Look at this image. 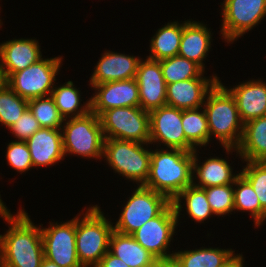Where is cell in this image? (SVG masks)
Here are the masks:
<instances>
[{
  "mask_svg": "<svg viewBox=\"0 0 266 267\" xmlns=\"http://www.w3.org/2000/svg\"><path fill=\"white\" fill-rule=\"evenodd\" d=\"M1 217L10 227L0 234V267H40L45 258L40 226L24 209L16 215L7 209L0 212Z\"/></svg>",
  "mask_w": 266,
  "mask_h": 267,
  "instance_id": "6da1fadb",
  "label": "cell"
},
{
  "mask_svg": "<svg viewBox=\"0 0 266 267\" xmlns=\"http://www.w3.org/2000/svg\"><path fill=\"white\" fill-rule=\"evenodd\" d=\"M194 151L160 148L151 150L149 175L143 185L171 202L193 183Z\"/></svg>",
  "mask_w": 266,
  "mask_h": 267,
  "instance_id": "7a4b0ae2",
  "label": "cell"
},
{
  "mask_svg": "<svg viewBox=\"0 0 266 267\" xmlns=\"http://www.w3.org/2000/svg\"><path fill=\"white\" fill-rule=\"evenodd\" d=\"M203 108L207 116L210 141L214 136L227 154L235 152L242 138L244 123L240 119L234 97L221 80L207 93Z\"/></svg>",
  "mask_w": 266,
  "mask_h": 267,
  "instance_id": "3957f363",
  "label": "cell"
},
{
  "mask_svg": "<svg viewBox=\"0 0 266 267\" xmlns=\"http://www.w3.org/2000/svg\"><path fill=\"white\" fill-rule=\"evenodd\" d=\"M100 208L89 206L86 213H82L84 217L76 216V253L83 267H95L109 251L113 223Z\"/></svg>",
  "mask_w": 266,
  "mask_h": 267,
  "instance_id": "277c9868",
  "label": "cell"
},
{
  "mask_svg": "<svg viewBox=\"0 0 266 267\" xmlns=\"http://www.w3.org/2000/svg\"><path fill=\"white\" fill-rule=\"evenodd\" d=\"M64 155L101 159L105 137L100 118L91 111L82 117L67 118L61 127Z\"/></svg>",
  "mask_w": 266,
  "mask_h": 267,
  "instance_id": "5b68a950",
  "label": "cell"
},
{
  "mask_svg": "<svg viewBox=\"0 0 266 267\" xmlns=\"http://www.w3.org/2000/svg\"><path fill=\"white\" fill-rule=\"evenodd\" d=\"M148 144L150 146V143L105 139L103 158L115 173L133 183L136 182L137 186L144 185L149 175L151 160V149H148Z\"/></svg>",
  "mask_w": 266,
  "mask_h": 267,
  "instance_id": "8992f818",
  "label": "cell"
},
{
  "mask_svg": "<svg viewBox=\"0 0 266 267\" xmlns=\"http://www.w3.org/2000/svg\"><path fill=\"white\" fill-rule=\"evenodd\" d=\"M170 203L165 195L138 185L123 206L119 219L113 226L114 231L131 235L147 221L157 217Z\"/></svg>",
  "mask_w": 266,
  "mask_h": 267,
  "instance_id": "52a82bcc",
  "label": "cell"
},
{
  "mask_svg": "<svg viewBox=\"0 0 266 267\" xmlns=\"http://www.w3.org/2000/svg\"><path fill=\"white\" fill-rule=\"evenodd\" d=\"M99 118L105 139L150 142L149 112L140 106L108 109Z\"/></svg>",
  "mask_w": 266,
  "mask_h": 267,
  "instance_id": "ba28073f",
  "label": "cell"
},
{
  "mask_svg": "<svg viewBox=\"0 0 266 267\" xmlns=\"http://www.w3.org/2000/svg\"><path fill=\"white\" fill-rule=\"evenodd\" d=\"M63 57L43 59L13 73L5 82L20 97L27 100L50 96L60 72Z\"/></svg>",
  "mask_w": 266,
  "mask_h": 267,
  "instance_id": "9c48e42d",
  "label": "cell"
},
{
  "mask_svg": "<svg viewBox=\"0 0 266 267\" xmlns=\"http://www.w3.org/2000/svg\"><path fill=\"white\" fill-rule=\"evenodd\" d=\"M177 224L178 218L171 202L157 217L147 221L131 236L160 262L171 263L174 252H169V247Z\"/></svg>",
  "mask_w": 266,
  "mask_h": 267,
  "instance_id": "30bf717a",
  "label": "cell"
},
{
  "mask_svg": "<svg viewBox=\"0 0 266 267\" xmlns=\"http://www.w3.org/2000/svg\"><path fill=\"white\" fill-rule=\"evenodd\" d=\"M221 5L220 32L228 44L252 30L266 16V0H224Z\"/></svg>",
  "mask_w": 266,
  "mask_h": 267,
  "instance_id": "8fae6325",
  "label": "cell"
},
{
  "mask_svg": "<svg viewBox=\"0 0 266 267\" xmlns=\"http://www.w3.org/2000/svg\"><path fill=\"white\" fill-rule=\"evenodd\" d=\"M49 225L40 224L45 258L60 267H83L76 253V217Z\"/></svg>",
  "mask_w": 266,
  "mask_h": 267,
  "instance_id": "7c38bea8",
  "label": "cell"
},
{
  "mask_svg": "<svg viewBox=\"0 0 266 267\" xmlns=\"http://www.w3.org/2000/svg\"><path fill=\"white\" fill-rule=\"evenodd\" d=\"M150 144L183 151L196 149L186 140L182 128V109L168 105L149 112ZM160 142V143H159Z\"/></svg>",
  "mask_w": 266,
  "mask_h": 267,
  "instance_id": "4fadbf2b",
  "label": "cell"
},
{
  "mask_svg": "<svg viewBox=\"0 0 266 267\" xmlns=\"http://www.w3.org/2000/svg\"><path fill=\"white\" fill-rule=\"evenodd\" d=\"M91 112L100 116L108 109L139 106V87L135 78L105 82L92 87Z\"/></svg>",
  "mask_w": 266,
  "mask_h": 267,
  "instance_id": "5bb4252c",
  "label": "cell"
},
{
  "mask_svg": "<svg viewBox=\"0 0 266 267\" xmlns=\"http://www.w3.org/2000/svg\"><path fill=\"white\" fill-rule=\"evenodd\" d=\"M139 87V106L147 112L166 105V83L160 61L141 59L135 77Z\"/></svg>",
  "mask_w": 266,
  "mask_h": 267,
  "instance_id": "9a60e30c",
  "label": "cell"
},
{
  "mask_svg": "<svg viewBox=\"0 0 266 267\" xmlns=\"http://www.w3.org/2000/svg\"><path fill=\"white\" fill-rule=\"evenodd\" d=\"M36 39H12L0 43V80L5 82L13 73L24 70L42 58Z\"/></svg>",
  "mask_w": 266,
  "mask_h": 267,
  "instance_id": "2e32d148",
  "label": "cell"
},
{
  "mask_svg": "<svg viewBox=\"0 0 266 267\" xmlns=\"http://www.w3.org/2000/svg\"><path fill=\"white\" fill-rule=\"evenodd\" d=\"M204 73L198 78L167 84L166 105L182 110L203 107L207 93L220 80L216 74L206 78Z\"/></svg>",
  "mask_w": 266,
  "mask_h": 267,
  "instance_id": "e0dca14e",
  "label": "cell"
},
{
  "mask_svg": "<svg viewBox=\"0 0 266 267\" xmlns=\"http://www.w3.org/2000/svg\"><path fill=\"white\" fill-rule=\"evenodd\" d=\"M142 58L113 51L102 53L94 72L89 79V86L105 82L129 80L136 77L139 62Z\"/></svg>",
  "mask_w": 266,
  "mask_h": 267,
  "instance_id": "ac0fdd59",
  "label": "cell"
},
{
  "mask_svg": "<svg viewBox=\"0 0 266 267\" xmlns=\"http://www.w3.org/2000/svg\"><path fill=\"white\" fill-rule=\"evenodd\" d=\"M26 143L33 167L52 166L65 157L61 129L40 128Z\"/></svg>",
  "mask_w": 266,
  "mask_h": 267,
  "instance_id": "d6986e66",
  "label": "cell"
},
{
  "mask_svg": "<svg viewBox=\"0 0 266 267\" xmlns=\"http://www.w3.org/2000/svg\"><path fill=\"white\" fill-rule=\"evenodd\" d=\"M224 87L234 97L243 123L266 116V83L261 79L245 81L234 88Z\"/></svg>",
  "mask_w": 266,
  "mask_h": 267,
  "instance_id": "ffe728a7",
  "label": "cell"
},
{
  "mask_svg": "<svg viewBox=\"0 0 266 267\" xmlns=\"http://www.w3.org/2000/svg\"><path fill=\"white\" fill-rule=\"evenodd\" d=\"M212 31L205 24L191 19L183 21L178 56L194 61L205 71L203 61L211 49Z\"/></svg>",
  "mask_w": 266,
  "mask_h": 267,
  "instance_id": "44dd1931",
  "label": "cell"
},
{
  "mask_svg": "<svg viewBox=\"0 0 266 267\" xmlns=\"http://www.w3.org/2000/svg\"><path fill=\"white\" fill-rule=\"evenodd\" d=\"M197 152L198 150L196 149L193 157L192 184L194 186L198 188H207L210 186L233 185L240 173H237L236 175L233 173V168L230 166L231 164H229L227 159L210 157L206 161L201 162L198 159L199 156L197 155L199 154ZM195 179L197 183L195 182Z\"/></svg>",
  "mask_w": 266,
  "mask_h": 267,
  "instance_id": "7402d4cb",
  "label": "cell"
},
{
  "mask_svg": "<svg viewBox=\"0 0 266 267\" xmlns=\"http://www.w3.org/2000/svg\"><path fill=\"white\" fill-rule=\"evenodd\" d=\"M109 252L120 258L129 267H151L160 262L131 235L116 231H113L110 236Z\"/></svg>",
  "mask_w": 266,
  "mask_h": 267,
  "instance_id": "603a6c76",
  "label": "cell"
},
{
  "mask_svg": "<svg viewBox=\"0 0 266 267\" xmlns=\"http://www.w3.org/2000/svg\"><path fill=\"white\" fill-rule=\"evenodd\" d=\"M235 151L242 161H266V116L244 123L242 138Z\"/></svg>",
  "mask_w": 266,
  "mask_h": 267,
  "instance_id": "cb8c5ba5",
  "label": "cell"
},
{
  "mask_svg": "<svg viewBox=\"0 0 266 267\" xmlns=\"http://www.w3.org/2000/svg\"><path fill=\"white\" fill-rule=\"evenodd\" d=\"M235 251L231 249L204 248L174 252L171 263L174 267H219Z\"/></svg>",
  "mask_w": 266,
  "mask_h": 267,
  "instance_id": "d4e9b609",
  "label": "cell"
},
{
  "mask_svg": "<svg viewBox=\"0 0 266 267\" xmlns=\"http://www.w3.org/2000/svg\"><path fill=\"white\" fill-rule=\"evenodd\" d=\"M183 23L178 21L168 22L159 28L150 41V54L147 58L162 60L177 56L180 48Z\"/></svg>",
  "mask_w": 266,
  "mask_h": 267,
  "instance_id": "484cf974",
  "label": "cell"
},
{
  "mask_svg": "<svg viewBox=\"0 0 266 267\" xmlns=\"http://www.w3.org/2000/svg\"><path fill=\"white\" fill-rule=\"evenodd\" d=\"M182 200H185L183 205ZM172 204L175 208L176 215L179 222L180 212L182 206H186L185 210L191 219L196 222L204 223L209 217H212L213 212L206 197V192L203 188H198L193 184L185 188L173 201Z\"/></svg>",
  "mask_w": 266,
  "mask_h": 267,
  "instance_id": "4316f807",
  "label": "cell"
},
{
  "mask_svg": "<svg viewBox=\"0 0 266 267\" xmlns=\"http://www.w3.org/2000/svg\"><path fill=\"white\" fill-rule=\"evenodd\" d=\"M80 92L72 81L53 88L50 96L64 119L82 117L91 111L90 98L82 105Z\"/></svg>",
  "mask_w": 266,
  "mask_h": 267,
  "instance_id": "83f0119b",
  "label": "cell"
},
{
  "mask_svg": "<svg viewBox=\"0 0 266 267\" xmlns=\"http://www.w3.org/2000/svg\"><path fill=\"white\" fill-rule=\"evenodd\" d=\"M182 128L186 140L195 149L198 146L201 148V146L209 144L210 133L206 112L203 107L182 110Z\"/></svg>",
  "mask_w": 266,
  "mask_h": 267,
  "instance_id": "f1b7e54d",
  "label": "cell"
},
{
  "mask_svg": "<svg viewBox=\"0 0 266 267\" xmlns=\"http://www.w3.org/2000/svg\"><path fill=\"white\" fill-rule=\"evenodd\" d=\"M234 188V210L250 212L254 220V226L261 225L260 201L250 183L241 175L235 179Z\"/></svg>",
  "mask_w": 266,
  "mask_h": 267,
  "instance_id": "f546056e",
  "label": "cell"
},
{
  "mask_svg": "<svg viewBox=\"0 0 266 267\" xmlns=\"http://www.w3.org/2000/svg\"><path fill=\"white\" fill-rule=\"evenodd\" d=\"M159 61L166 85L198 78L204 72V70L194 61L178 55Z\"/></svg>",
  "mask_w": 266,
  "mask_h": 267,
  "instance_id": "4dcf8cb0",
  "label": "cell"
},
{
  "mask_svg": "<svg viewBox=\"0 0 266 267\" xmlns=\"http://www.w3.org/2000/svg\"><path fill=\"white\" fill-rule=\"evenodd\" d=\"M29 100L20 97L6 82L0 81V123L11 127L28 108Z\"/></svg>",
  "mask_w": 266,
  "mask_h": 267,
  "instance_id": "1f68e13d",
  "label": "cell"
},
{
  "mask_svg": "<svg viewBox=\"0 0 266 267\" xmlns=\"http://www.w3.org/2000/svg\"><path fill=\"white\" fill-rule=\"evenodd\" d=\"M28 108L41 128L61 129L65 119L51 96L30 99Z\"/></svg>",
  "mask_w": 266,
  "mask_h": 267,
  "instance_id": "d6a6232c",
  "label": "cell"
},
{
  "mask_svg": "<svg viewBox=\"0 0 266 267\" xmlns=\"http://www.w3.org/2000/svg\"><path fill=\"white\" fill-rule=\"evenodd\" d=\"M240 174L253 187L261 205V226L266 220V161H245Z\"/></svg>",
  "mask_w": 266,
  "mask_h": 267,
  "instance_id": "836d02e7",
  "label": "cell"
},
{
  "mask_svg": "<svg viewBox=\"0 0 266 267\" xmlns=\"http://www.w3.org/2000/svg\"><path fill=\"white\" fill-rule=\"evenodd\" d=\"M213 214L216 216L232 214L234 211L233 185H219L203 188Z\"/></svg>",
  "mask_w": 266,
  "mask_h": 267,
  "instance_id": "e575fe53",
  "label": "cell"
},
{
  "mask_svg": "<svg viewBox=\"0 0 266 267\" xmlns=\"http://www.w3.org/2000/svg\"><path fill=\"white\" fill-rule=\"evenodd\" d=\"M5 156L9 166L21 174L34 168L26 141L11 140L7 144Z\"/></svg>",
  "mask_w": 266,
  "mask_h": 267,
  "instance_id": "d590c367",
  "label": "cell"
},
{
  "mask_svg": "<svg viewBox=\"0 0 266 267\" xmlns=\"http://www.w3.org/2000/svg\"><path fill=\"white\" fill-rule=\"evenodd\" d=\"M40 128L37 119L27 108L21 117L8 129L17 138L16 141H27Z\"/></svg>",
  "mask_w": 266,
  "mask_h": 267,
  "instance_id": "8d00e7d4",
  "label": "cell"
},
{
  "mask_svg": "<svg viewBox=\"0 0 266 267\" xmlns=\"http://www.w3.org/2000/svg\"><path fill=\"white\" fill-rule=\"evenodd\" d=\"M95 267H129L120 258L111 254L109 251L101 258Z\"/></svg>",
  "mask_w": 266,
  "mask_h": 267,
  "instance_id": "74e56055",
  "label": "cell"
},
{
  "mask_svg": "<svg viewBox=\"0 0 266 267\" xmlns=\"http://www.w3.org/2000/svg\"><path fill=\"white\" fill-rule=\"evenodd\" d=\"M244 257L242 253L236 254L235 253L221 266L219 267H244Z\"/></svg>",
  "mask_w": 266,
  "mask_h": 267,
  "instance_id": "f35d334b",
  "label": "cell"
},
{
  "mask_svg": "<svg viewBox=\"0 0 266 267\" xmlns=\"http://www.w3.org/2000/svg\"><path fill=\"white\" fill-rule=\"evenodd\" d=\"M40 267H60L58 264L44 258Z\"/></svg>",
  "mask_w": 266,
  "mask_h": 267,
  "instance_id": "ab89813d",
  "label": "cell"
},
{
  "mask_svg": "<svg viewBox=\"0 0 266 267\" xmlns=\"http://www.w3.org/2000/svg\"><path fill=\"white\" fill-rule=\"evenodd\" d=\"M7 210L6 204H4L3 200H1V195H0V212H3Z\"/></svg>",
  "mask_w": 266,
  "mask_h": 267,
  "instance_id": "60d3db41",
  "label": "cell"
},
{
  "mask_svg": "<svg viewBox=\"0 0 266 267\" xmlns=\"http://www.w3.org/2000/svg\"><path fill=\"white\" fill-rule=\"evenodd\" d=\"M161 267H174L172 263H164Z\"/></svg>",
  "mask_w": 266,
  "mask_h": 267,
  "instance_id": "b9f144b4",
  "label": "cell"
},
{
  "mask_svg": "<svg viewBox=\"0 0 266 267\" xmlns=\"http://www.w3.org/2000/svg\"><path fill=\"white\" fill-rule=\"evenodd\" d=\"M164 264V262H159L156 266H151V267H161Z\"/></svg>",
  "mask_w": 266,
  "mask_h": 267,
  "instance_id": "7bdbcfd3",
  "label": "cell"
}]
</instances>
